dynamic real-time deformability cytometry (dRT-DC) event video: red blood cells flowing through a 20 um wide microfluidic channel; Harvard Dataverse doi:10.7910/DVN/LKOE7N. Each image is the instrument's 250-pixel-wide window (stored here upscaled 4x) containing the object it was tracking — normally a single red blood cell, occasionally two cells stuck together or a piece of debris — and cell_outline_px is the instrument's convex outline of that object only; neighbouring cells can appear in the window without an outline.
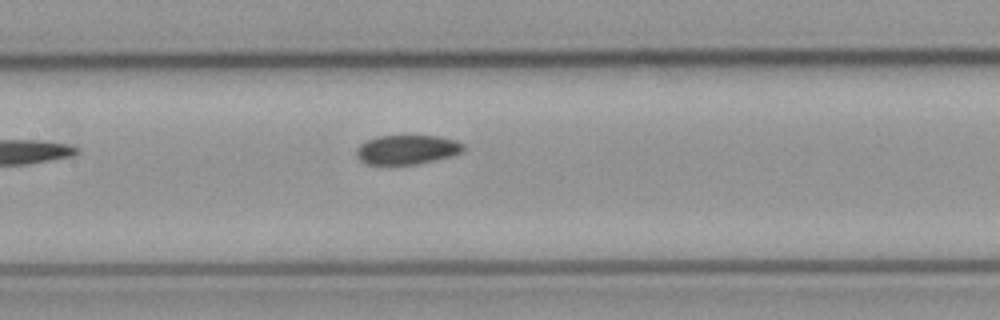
{"species": "common noctule bat (a hibernating species)", "species_latin": "Nyctalus noctula", "temperature_condition": "cold", "stored_images_in_passage": 7, "camera_frame_rate_fps": 3000, "um_per_image_px": 0.085, "animal": {"sex": "male", "body_mass_g": 23.1, "forearm_length_mm": 52.7}, "frame": {"image": 1, "passage_image": 7, "time_ms": 8.0, "image_size_px": [1000, 320], "cell_outline_px": [[464, 148], [460, 152], [448, 156], [416, 164], [368, 164], [360, 160], [356, 156], [356, 148], [360, 144], [376, 136], [436, 136], [456, 140], [464, 144]], "centroid_in_image_um": [34.55, 12.71], "position_along_channel_um": 172.9, "area_um2": 17.98}}